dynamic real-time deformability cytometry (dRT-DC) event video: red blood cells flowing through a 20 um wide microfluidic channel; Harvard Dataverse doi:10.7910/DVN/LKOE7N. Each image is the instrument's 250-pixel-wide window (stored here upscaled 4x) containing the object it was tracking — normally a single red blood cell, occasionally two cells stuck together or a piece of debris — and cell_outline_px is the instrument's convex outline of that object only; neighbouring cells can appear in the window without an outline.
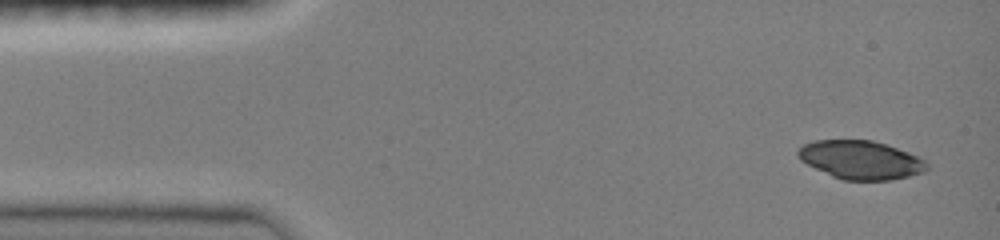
{"species": "common noctule bat (a hibernating species)", "species_latin": "Nyctalus noctula", "temperature_condition": "room temperature", "stored_images_in_passage": 5, "camera_frame_rate_fps": 3000, "um_per_image_px": 0.085, "animal": {"sex": "female", "body_mass_g": 19.0, "forearm_length_mm": 51.5}, "frame": {"image": 1, "passage_image": 1, "time_ms": 0.0, "image_size_px": [1000, 240], "cell_outline_px": [[928, 168], [924, 172], [908, 176], [888, 180], [844, 180], [832, 176], [800, 160], [796, 156], [796, 152], [804, 144], [812, 140], [872, 140], [908, 152], [924, 160], [928, 164]], "centroid_in_image_um": [73.14, 13.59], "position_along_channel_um": 11.9, "area_um2": 28.67}}